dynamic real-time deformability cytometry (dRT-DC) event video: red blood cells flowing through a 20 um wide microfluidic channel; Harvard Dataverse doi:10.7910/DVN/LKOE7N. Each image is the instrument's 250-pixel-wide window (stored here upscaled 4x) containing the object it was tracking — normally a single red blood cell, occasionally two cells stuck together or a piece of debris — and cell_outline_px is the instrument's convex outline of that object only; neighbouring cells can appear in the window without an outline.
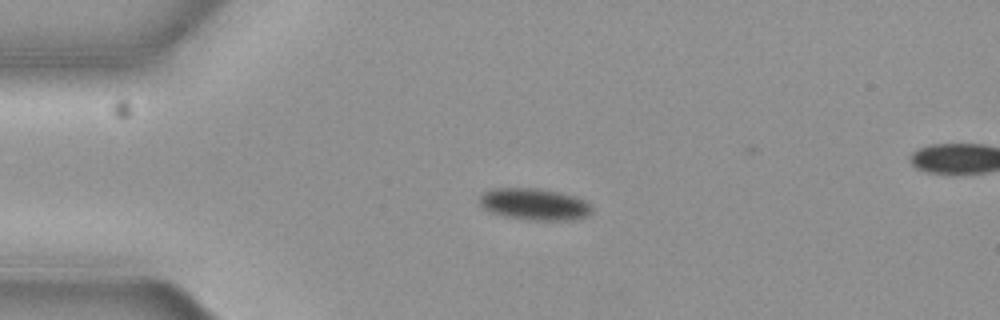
{"species": "common noctule bat (a hibernating species)", "species_latin": "Nyctalus noctula", "temperature_condition": "cold", "stored_images_in_passage": 3, "camera_frame_rate_fps": 3000, "um_per_image_px": 0.085, "animal": {"sex": "female", "body_mass_g": 19.3, "forearm_length_mm": 54.1}, "frame": {"image": 1, "passage_image": 1, "time_ms": 0.0, "image_size_px": [1000, 320], "cell_outline_px": [[592, 212], [588, 216], [568, 220], [528, 220], [504, 216], [492, 212], [484, 208], [480, 204], [480, 196], [484, 192], [492, 188], [536, 188], [576, 196], [584, 200], [592, 208]], "centroid_in_image_um": [45.42, 17.36], "position_along_channel_um": 39.6, "area_um2": 20.63}}